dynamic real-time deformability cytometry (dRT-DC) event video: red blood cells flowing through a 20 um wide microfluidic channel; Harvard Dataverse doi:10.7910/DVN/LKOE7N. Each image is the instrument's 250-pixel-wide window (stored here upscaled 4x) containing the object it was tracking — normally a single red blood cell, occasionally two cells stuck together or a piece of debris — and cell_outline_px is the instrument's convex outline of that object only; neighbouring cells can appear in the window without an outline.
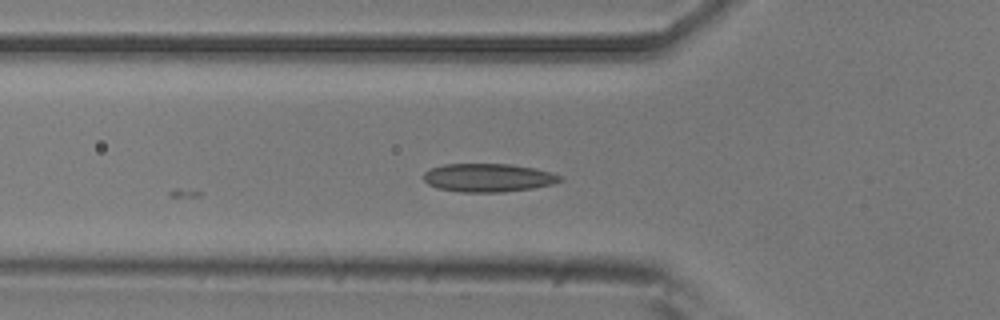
{"species": "common noctule bat (a hibernating species)", "species_latin": "Nyctalus noctula", "temperature_condition": "room temperature", "stored_images_in_passage": 5, "camera_frame_rate_fps": 3000, "um_per_image_px": 0.085, "animal": {"sex": "male", "body_mass_g": 20.5, "forearm_length_mm": 52.5}, "frame": {"image": 1, "passage_image": 5, "time_ms": 1.333, "image_size_px": [1000, 320], "cell_outline_px": [[564, 180], [552, 184], [532, 188], [504, 192], [460, 192], [436, 188], [428, 184], [424, 180], [424, 172], [432, 168], [444, 164], [512, 164], [532, 168], [548, 172], [560, 176]], "centroid_in_image_um": [41.46, 15.11], "position_along_channel_um": 84.3, "area_um2": 22.43}}